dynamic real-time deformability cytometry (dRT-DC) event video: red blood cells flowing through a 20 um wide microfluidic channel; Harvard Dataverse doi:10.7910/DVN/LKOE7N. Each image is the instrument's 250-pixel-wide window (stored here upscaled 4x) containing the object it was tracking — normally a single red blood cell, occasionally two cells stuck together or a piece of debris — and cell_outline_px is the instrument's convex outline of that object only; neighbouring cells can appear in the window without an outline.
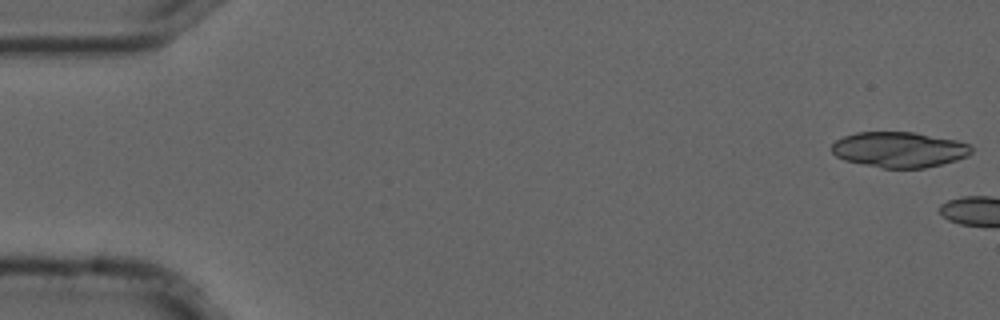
{"species": "common noctule bat (a hibernating species)", "species_latin": "Nyctalus noctula", "temperature_condition": "cold", "stored_images_in_passage": 4, "camera_frame_rate_fps": 3000, "um_per_image_px": 0.085, "animal": {"sex": "male", "forearm_length_mm": 52.5}, "frame": {"image": 1, "passage_image": 1, "time_ms": 0.0, "image_size_px": [1000, 320], "cell_outline_px": [[972, 152], [968, 156], [956, 160], [924, 168], [880, 168], [844, 160], [836, 156], [832, 152], [832, 144], [836, 140], [844, 136], [856, 132], [916, 132], [956, 140], [968, 144], [972, 148]], "centroid_in_image_um": [76.42, 12.71], "position_along_channel_um": 8.6, "area_um2": 28.96}}